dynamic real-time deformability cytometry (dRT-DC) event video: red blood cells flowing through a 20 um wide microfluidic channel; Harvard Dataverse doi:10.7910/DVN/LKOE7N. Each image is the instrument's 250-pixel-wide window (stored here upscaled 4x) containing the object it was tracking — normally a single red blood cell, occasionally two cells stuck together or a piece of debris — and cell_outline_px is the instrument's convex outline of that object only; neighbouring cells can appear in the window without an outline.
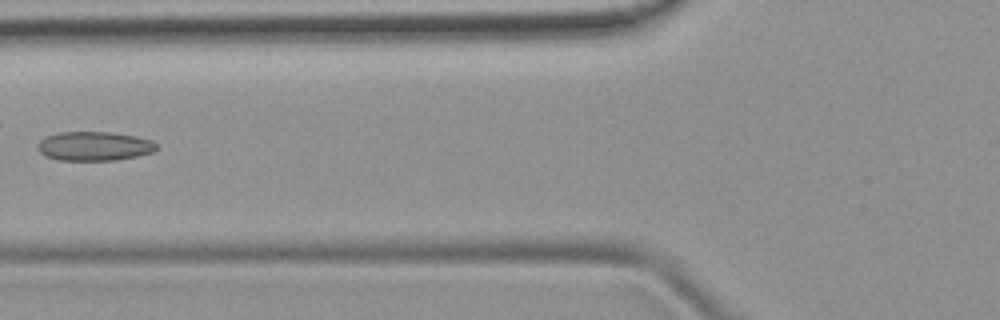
{"species": "common noctule bat (a hibernating species)", "species_latin": "Nyctalus noctula", "temperature_condition": "room temperature", "stored_images_in_passage": 4, "camera_frame_rate_fps": 3000, "um_per_image_px": 0.085, "animal": {"sex": "female", "body_mass_g": 19.9}, "frame": {"image": 1, "passage_image": 4, "time_ms": 3.333, "image_size_px": [1000, 320], "cell_outline_px": [[156, 148], [152, 152], [136, 156], [116, 160], [60, 160], [44, 156], [36, 148], [36, 144], [44, 136], [60, 132], [108, 132], [136, 136], [152, 140], [156, 144]], "centroid_in_image_um": [7.95, 12.42], "position_along_channel_um": 117.8, "area_um2": 20.23}}